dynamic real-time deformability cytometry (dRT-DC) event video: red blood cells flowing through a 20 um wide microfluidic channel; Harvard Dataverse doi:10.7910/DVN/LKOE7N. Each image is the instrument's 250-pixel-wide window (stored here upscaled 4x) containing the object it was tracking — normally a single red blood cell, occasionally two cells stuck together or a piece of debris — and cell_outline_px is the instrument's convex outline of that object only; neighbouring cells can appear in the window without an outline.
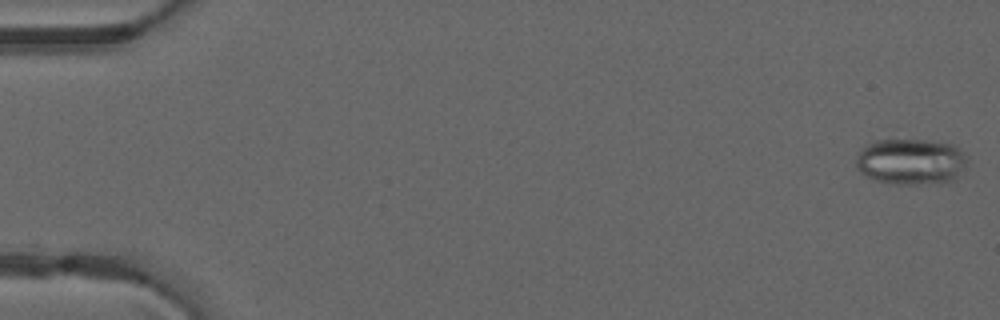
{"species": "common noctule bat (a hibernating species)", "species_latin": "Nyctalus noctula", "temperature_condition": "warm", "stored_images_in_passage": 14, "camera_frame_rate_fps": 3000, "um_per_image_px": 0.085, "animal": {"sex": "male", "forearm_length_mm": 52.5}, "frame": {"image": 1, "passage_image": 1, "time_ms": 0.0, "image_size_px": [1000, 320], "cell_outline_px": [[968, 160], [964, 168], [956, 180], [916, 184], [892, 184], [876, 180], [860, 172], [856, 168], [856, 156], [860, 148], [872, 140], [928, 140], [952, 144], [960, 148], [968, 156]], "centroid_in_image_um": [77.43, 13.72], "position_along_channel_um": 7.6, "area_um2": 30.23}}